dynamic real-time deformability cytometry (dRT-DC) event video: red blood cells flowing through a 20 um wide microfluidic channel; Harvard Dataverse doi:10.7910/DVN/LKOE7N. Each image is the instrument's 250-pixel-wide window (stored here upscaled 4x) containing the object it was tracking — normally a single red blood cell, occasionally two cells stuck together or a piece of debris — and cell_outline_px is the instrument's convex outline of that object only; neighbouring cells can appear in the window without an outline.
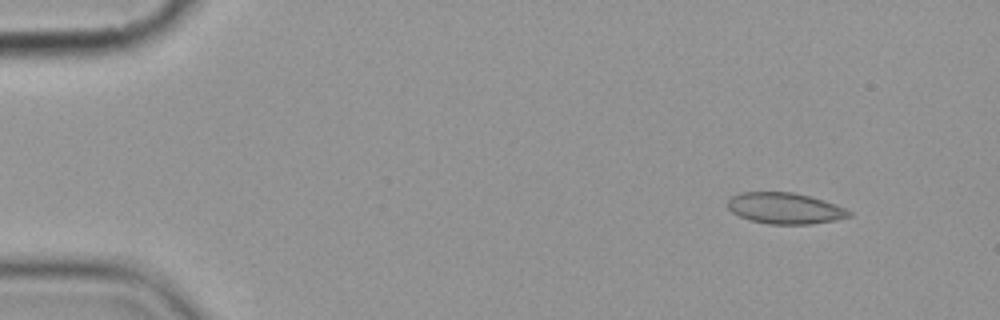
{"species": "common noctule bat (a hibernating species)", "species_latin": "Nyctalus noctula", "temperature_condition": "cold", "stored_images_in_passage": 4, "camera_frame_rate_fps": 3000, "um_per_image_px": 0.085, "animal": {"sex": "female", "body_mass_g": 19.9}, "frame": {"image": 1, "passage_image": 1, "time_ms": 0.0, "image_size_px": [1000, 320], "cell_outline_px": [[852, 216], [836, 220], [808, 224], [768, 224], [752, 220], [740, 216], [732, 212], [728, 208], [728, 196], [740, 192], [792, 192], [824, 200], [836, 204], [852, 212]], "centroid_in_image_um": [66.71, 17.7], "position_along_channel_um": 18.3, "area_um2": 22.02}}
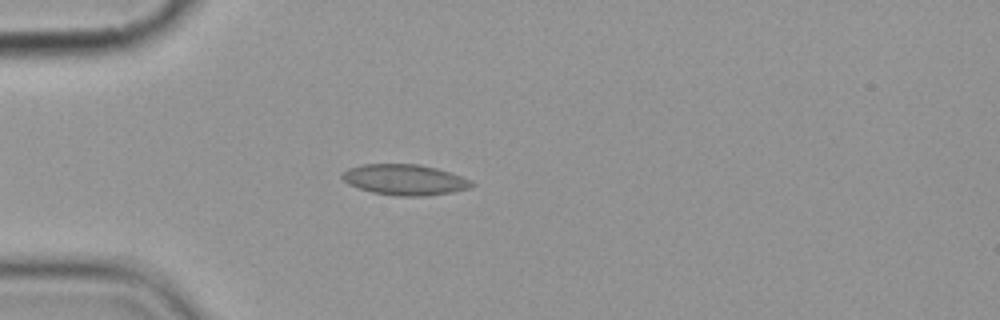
{"frame": {"image": 2, "passage_image": 3, "time_ms": 3.333, "image_size_px": [1000, 320], "cell_outline_px": [[476, 184], [468, 188], [452, 192], [424, 196], [400, 196], [372, 192], [348, 184], [340, 176], [348, 168], [364, 164], [420, 164], [436, 168], [460, 176]], "centroid_in_image_um": [34.38, 15.27], "position_along_channel_um": 50.6, "area_um2": 22.89}}